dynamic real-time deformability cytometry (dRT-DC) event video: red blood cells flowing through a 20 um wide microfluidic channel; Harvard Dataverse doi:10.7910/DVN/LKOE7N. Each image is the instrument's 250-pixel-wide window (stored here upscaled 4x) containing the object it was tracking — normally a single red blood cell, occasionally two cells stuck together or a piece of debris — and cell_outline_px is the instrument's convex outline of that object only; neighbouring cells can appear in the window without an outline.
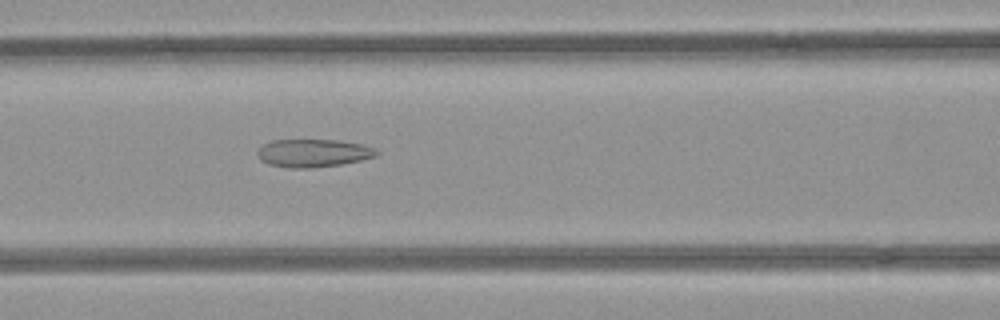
{"species": "common noctule bat (a hibernating species)", "species_latin": "Nyctalus noctula", "temperature_condition": "room temperature", "stored_images_in_passage": 52, "camera_frame_rate_fps": 3000, "um_per_image_px": 0.085, "animal": {"sex": "female", "body_mass_g": 21.9}, "frame": {"image": 1, "passage_image": 22, "time_ms": 7.0, "image_size_px": [1000, 320], "cell_outline_px": [[380, 152], [376, 156], [360, 160], [340, 164], [312, 168], [288, 168], [268, 164], [260, 160], [256, 152], [264, 144], [272, 140], [340, 140], [360, 144], [376, 148]], "centroid_in_image_um": [26.62, 13.01], "position_along_channel_um": 140.0, "area_um2": 19.42}}
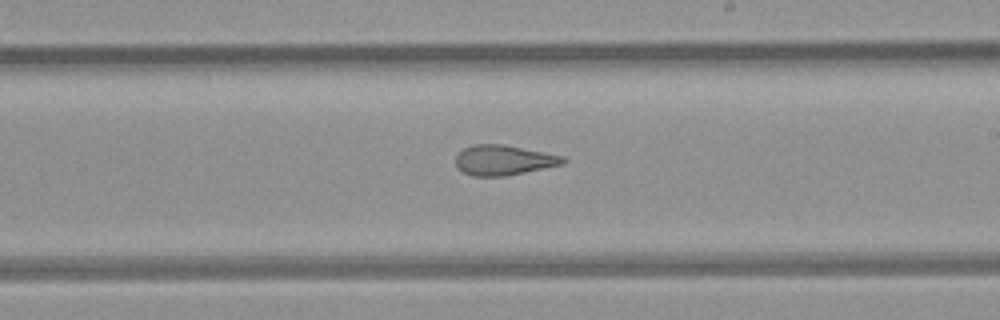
{"frame": {"image": 2, "passage_image": 30, "time_ms": 9.667, "image_size_px": [1000, 320], "cell_outline_px": [[568, 160], [564, 164], [504, 176], [472, 176], [456, 168], [456, 156], [464, 148], [472, 144], [504, 144], [564, 156]], "centroid_in_image_um": [42.81, 13.6], "position_along_channel_um": 246.2, "area_um2": 18.84}}
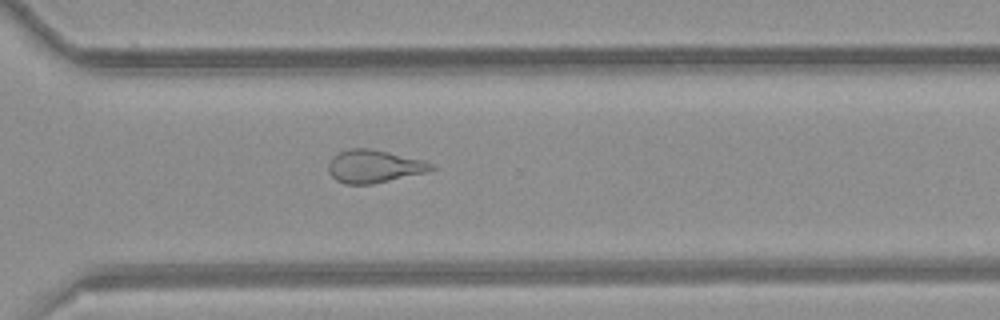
{"frame": {"image": 3, "passage_image": 37, "time_ms": 12.0, "image_size_px": [1000, 320], "cell_outline_px": [[436, 168], [428, 172], [372, 184], [344, 184], [336, 180], [328, 172], [328, 164], [332, 156], [348, 148], [368, 148], [388, 152], [424, 160], [436, 164]], "centroid_in_image_um": [31.81, 14.14], "position_along_channel_um": 338.8, "area_um2": 19.88}, "authors_computed_cell_mechanics": {"area_um2": 22.1085, "velocity_mm_per_s": 3.9896, "shape_relaxation_time_tau1_ms": null, "shape_relaxation_time_tau2_ms": 2.4849, "deformation_change_tau1": null, "deformation_change_tau2": 0.1197}}